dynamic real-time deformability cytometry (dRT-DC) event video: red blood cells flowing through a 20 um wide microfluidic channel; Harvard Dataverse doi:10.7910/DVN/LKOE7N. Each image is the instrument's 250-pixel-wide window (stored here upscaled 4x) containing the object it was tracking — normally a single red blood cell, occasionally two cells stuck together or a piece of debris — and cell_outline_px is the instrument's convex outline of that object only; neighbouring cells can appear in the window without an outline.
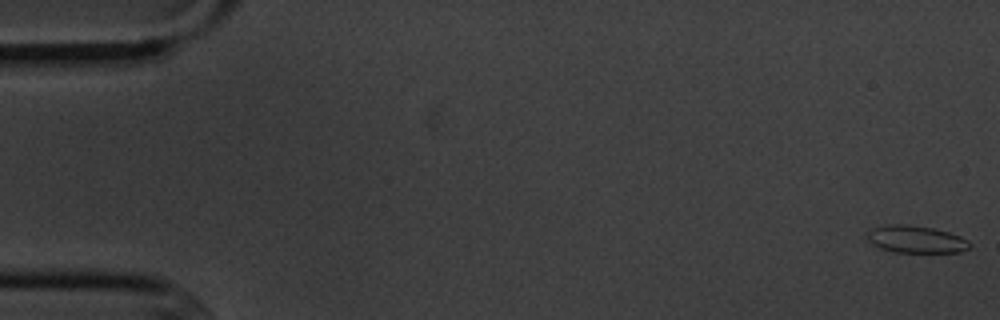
{"species": "common noctule bat (a hibernating species)", "species_latin": "Nyctalus noctula", "temperature_condition": "cold", "stored_images_in_passage": 5, "camera_frame_rate_fps": 3000, "um_per_image_px": 0.085, "animal": {"sex": "male", "body_mass_g": 20.1, "forearm_length_mm": 53.5}, "frame": {"image": 1, "passage_image": 1, "time_ms": 0.0, "image_size_px": [1000, 320], "cell_outline_px": [[972, 244], [968, 248], [960, 252], [892, 252], [880, 248], [872, 244], [868, 240], [868, 232], [872, 228], [888, 224], [904, 224], [932, 228], [948, 232], [960, 236], [968, 240]], "centroid_in_image_um": [77.85, 20.34], "position_along_channel_um": 7.1, "area_um2": 16.24}}
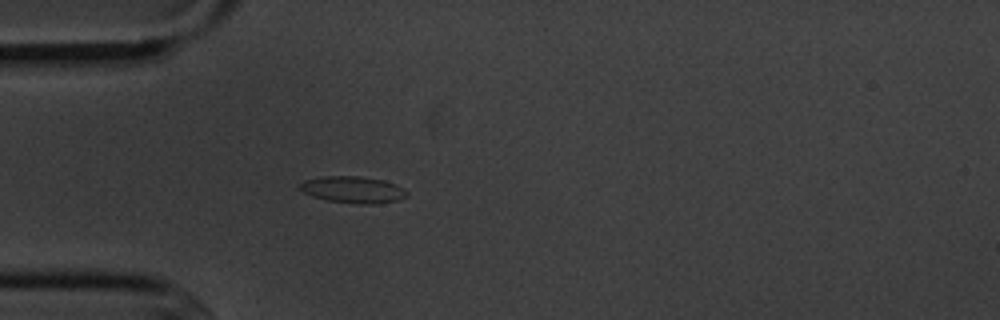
{"frame": {"image": 2, "passage_image": 5, "time_ms": 5.0, "image_size_px": [1000, 320], "cell_outline_px": [[408, 192], [404, 196], [396, 200], [376, 204], [360, 204], [328, 200], [312, 196], [304, 192], [300, 188], [300, 184], [304, 180], [320, 176], [356, 176], [384, 180], [396, 184], [404, 188]], "centroid_in_image_um": [30.0, 16.11], "position_along_channel_um": 55.0, "area_um2": 16.47}}